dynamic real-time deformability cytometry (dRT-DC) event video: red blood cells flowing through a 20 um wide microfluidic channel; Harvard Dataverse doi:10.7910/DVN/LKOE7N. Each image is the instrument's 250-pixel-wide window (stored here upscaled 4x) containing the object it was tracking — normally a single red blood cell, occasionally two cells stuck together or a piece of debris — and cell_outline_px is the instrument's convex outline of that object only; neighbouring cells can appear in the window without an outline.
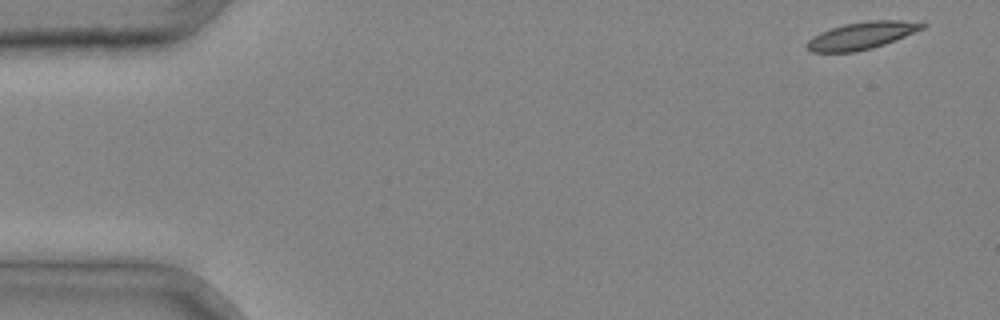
{"species": "common noctule bat (a hibernating species)", "species_latin": "Nyctalus noctula", "temperature_condition": "cold", "stored_images_in_passage": 4, "segment_of_instrument_passage": [2, 2], "camera_frame_rate_fps": 3000, "um_per_image_px": 0.085, "animal": {"sex": "male", "body_mass_g": 20.4}, "frame": {"image": 1, "passage_image": 4, "time_ms": 1.0, "image_size_px": [1000, 320], "cell_outline_px": [[928, 24], [924, 28], [896, 40], [872, 48], [856, 52], [812, 52], [808, 48], [808, 40], [812, 36], [820, 32], [844, 24], [868, 20], [900, 20]], "centroid_in_image_um": [73.25, 3.02], "position_along_channel_um": 11.7, "area_um2": 18.21}}